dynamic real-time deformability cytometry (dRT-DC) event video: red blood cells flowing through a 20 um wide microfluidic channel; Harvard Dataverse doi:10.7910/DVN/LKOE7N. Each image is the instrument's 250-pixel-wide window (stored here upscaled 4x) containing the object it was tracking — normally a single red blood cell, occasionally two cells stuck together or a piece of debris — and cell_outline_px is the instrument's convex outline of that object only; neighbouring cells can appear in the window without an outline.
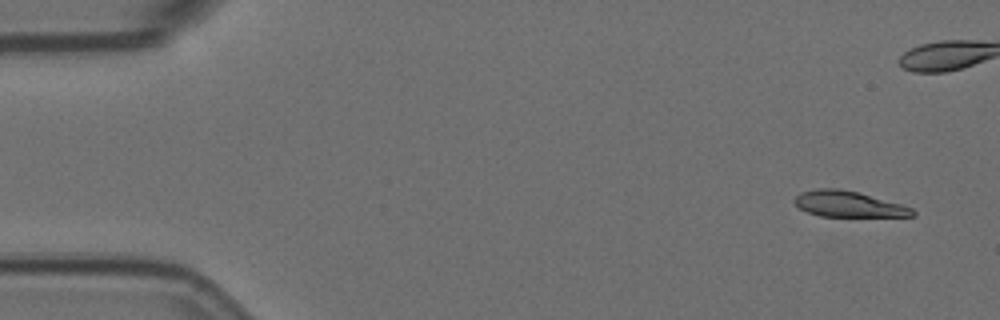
{"species": "Egyptian fruit bat (a non-hibernating species)", "species_latin": "Rousettus aegyptiacus", "temperature_condition": "room temperature", "stored_images_in_passage": 5, "camera_frame_rate_fps": 3000, "um_per_image_px": 0.085, "animal": {"sex": "female"}, "frame": {"image": 1, "passage_image": 1, "time_ms": 0.0, "image_size_px": [1000, 320], "cell_outline_px": [[916, 216], [820, 216], [808, 212], [800, 208], [792, 200], [800, 192], [816, 188], [840, 188], [860, 192], [900, 204], [912, 208], [916, 212]], "centroid_in_image_um": [72.1, 17.33], "position_along_channel_um": 12.9, "area_um2": 17.8}}